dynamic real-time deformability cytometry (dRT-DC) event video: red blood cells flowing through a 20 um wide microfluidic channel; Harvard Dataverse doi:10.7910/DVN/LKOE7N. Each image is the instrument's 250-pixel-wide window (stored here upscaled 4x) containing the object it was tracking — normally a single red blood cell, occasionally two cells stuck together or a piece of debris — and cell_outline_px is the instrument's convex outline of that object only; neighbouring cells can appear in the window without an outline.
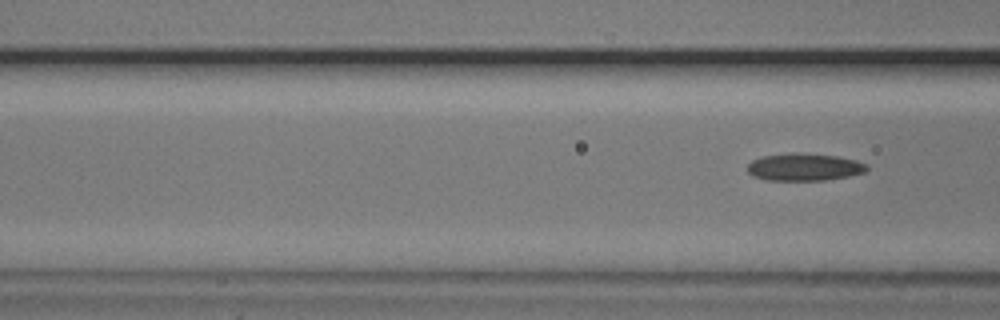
{"species": "common noctule bat (a hibernating species)", "species_latin": "Nyctalus noctula", "temperature_condition": "cold", "stored_images_in_passage": 6, "segment_of_instrument_passage": [2, 2], "camera_frame_rate_fps": 3000, "um_per_image_px": 0.085, "animal": {"sex": "male", "body_mass_g": 20.5, "forearm_length_mm": 52.5}, "frame": {"image": 1, "passage_image": 6, "time_ms": 1.667, "image_size_px": [1000, 320], "cell_outline_px": [[868, 168], [864, 172], [848, 176], [824, 180], [768, 180], [752, 176], [748, 172], [748, 164], [752, 160], [760, 156], [788, 152], [804, 152], [840, 156], [856, 160], [868, 164]], "centroid_in_image_um": [68.35, 14.17], "position_along_channel_um": 98.2, "area_um2": 19.42}}